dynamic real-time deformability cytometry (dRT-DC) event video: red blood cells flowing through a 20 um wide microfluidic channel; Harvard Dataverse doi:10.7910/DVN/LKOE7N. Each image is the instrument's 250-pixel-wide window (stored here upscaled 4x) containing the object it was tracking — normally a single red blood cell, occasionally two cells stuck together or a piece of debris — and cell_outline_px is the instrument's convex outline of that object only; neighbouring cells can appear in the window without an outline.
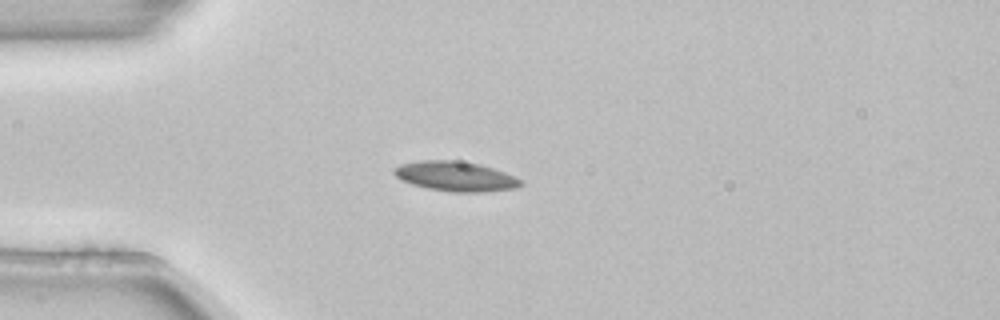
{"species": "common noctule bat (a hibernating species)", "species_latin": "Nyctalus noctula", "temperature_condition": "room temperature", "stored_images_in_passage": 3, "camera_frame_rate_fps": 3000, "um_per_image_px": 0.085, "animal": {"sex": "female", "body_mass_g": 22.7, "forearm_length_mm": 54.2}, "frame": {"image": 1, "passage_image": 2, "time_ms": 0.333, "image_size_px": [1000, 320], "cell_outline_px": [[524, 184], [516, 188], [484, 192], [452, 192], [428, 188], [412, 184], [400, 180], [392, 172], [392, 168], [400, 164], [420, 160], [456, 160], [480, 164], [516, 176]], "centroid_in_image_um": [38.7, 14.98], "position_along_channel_um": 46.3, "area_um2": 22.14}}